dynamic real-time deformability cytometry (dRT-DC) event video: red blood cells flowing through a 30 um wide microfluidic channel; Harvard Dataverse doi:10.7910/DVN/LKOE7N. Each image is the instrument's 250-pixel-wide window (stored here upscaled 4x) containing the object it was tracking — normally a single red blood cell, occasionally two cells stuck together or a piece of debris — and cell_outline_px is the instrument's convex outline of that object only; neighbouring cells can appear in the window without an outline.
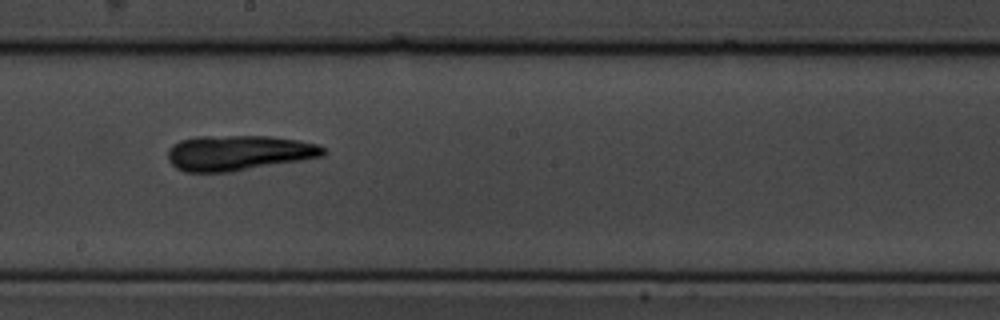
{"species": "common noctule bat (a hibernating species)", "species_latin": "Nyctalus noctula", "temperature_condition": "cold", "stored_images_in_passage": 11, "camera_frame_rate_fps": 3000, "um_per_image_px": 0.085, "animal": {"sex": "male", "body_mass_g": 19.5, "forearm_length_mm": 54.6}, "frame": {"image": 1, "passage_image": 10, "time_ms": 11.333, "image_size_px": [1000, 320], "cell_outline_px": [[328, 152], [324, 156], [232, 172], [184, 172], [176, 168], [168, 160], [168, 148], [172, 144], [180, 140], [196, 136], [268, 136], [296, 140], [316, 144], [324, 148]], "centroid_in_image_um": [20.24, 12.99], "position_along_channel_um": 228.0, "area_um2": 32.08}}
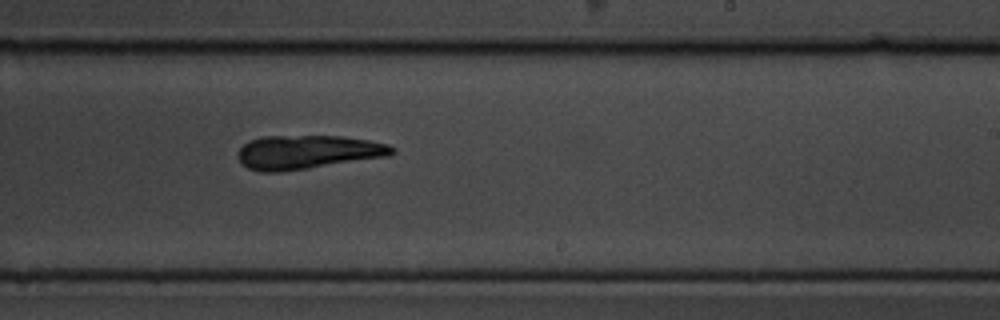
{"frame": {"image": 2, "passage_image": 11, "time_ms": 12.333, "image_size_px": [1000, 320], "cell_outline_px": [[396, 152], [388, 156], [308, 168], [280, 172], [260, 172], [248, 168], [236, 156], [240, 148], [248, 140], [264, 136], [344, 136], [368, 140], [388, 144], [396, 148]], "centroid_in_image_um": [26.14, 12.92], "position_along_channel_um": 262.9, "area_um2": 30.4}}